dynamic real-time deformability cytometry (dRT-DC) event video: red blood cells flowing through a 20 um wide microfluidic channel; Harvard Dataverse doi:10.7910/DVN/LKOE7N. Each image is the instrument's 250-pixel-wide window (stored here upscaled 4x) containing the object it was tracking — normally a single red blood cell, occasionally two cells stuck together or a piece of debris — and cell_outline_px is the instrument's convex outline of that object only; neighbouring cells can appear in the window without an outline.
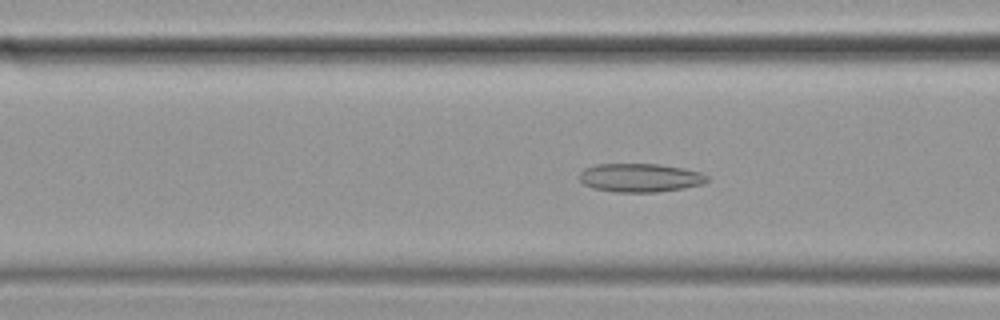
{"species": "common noctule bat (a hibernating species)", "species_latin": "Nyctalus noctula", "temperature_condition": "cold", "stored_images_in_passage": 58, "camera_frame_rate_fps": 3000, "um_per_image_px": 0.085, "animal": {"sex": "female", "body_mass_g": 19.9}, "frame": {"image": 1, "passage_image": 22, "time_ms": 7.0, "image_size_px": [1000, 320], "cell_outline_px": [[708, 180], [704, 184], [684, 188], [656, 192], [616, 192], [592, 188], [584, 184], [580, 180], [580, 172], [584, 168], [596, 164], [660, 164], [684, 168], [700, 172], [708, 176]], "centroid_in_image_um": [54.42, 15.1], "position_along_channel_um": 112.2, "area_um2": 21.39}}
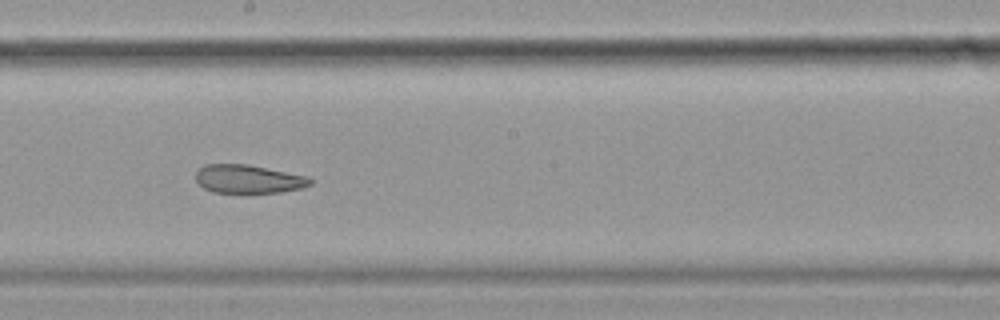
{"frame": {"image": 2, "passage_image": 32, "time_ms": 10.333, "image_size_px": [1000, 320], "cell_outline_px": [[312, 184], [300, 188], [280, 192], [212, 192], [204, 188], [196, 180], [196, 172], [204, 164], [248, 164], [308, 176], [312, 180]], "centroid_in_image_um": [21.11, 15.2], "position_along_channel_um": 227.1, "area_um2": 18.84}}
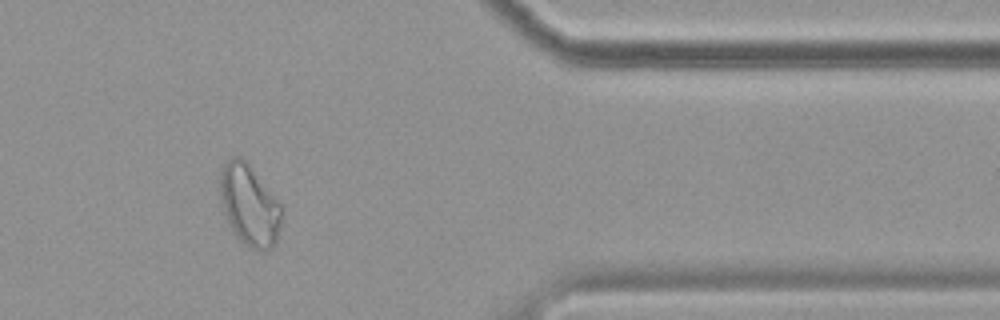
{"frame": {"image": 3, "passage_image": 48, "time_ms": 15.667, "image_size_px": [1000, 320], "cell_outline_px": [[284, 208], [276, 240], [272, 248], [260, 252], [248, 248], [236, 236], [228, 224], [220, 204], [220, 172], [224, 164], [232, 156], [240, 156], [248, 164], [284, 204]], "centroid_in_image_um": [21.21, 17.46], "position_along_channel_um": 390.2, "area_um2": 29.77}, "authors_computed_cell_mechanics": {"area_um2": 24.9118, "velocity_mm_per_s": 3.4539, "shape_relaxation_time_tau1_ms": null, "shape_relaxation_time_tau2_ms": 4.3098, "deformation_change_tau1": null, "deformation_change_tau2": 0.106}}